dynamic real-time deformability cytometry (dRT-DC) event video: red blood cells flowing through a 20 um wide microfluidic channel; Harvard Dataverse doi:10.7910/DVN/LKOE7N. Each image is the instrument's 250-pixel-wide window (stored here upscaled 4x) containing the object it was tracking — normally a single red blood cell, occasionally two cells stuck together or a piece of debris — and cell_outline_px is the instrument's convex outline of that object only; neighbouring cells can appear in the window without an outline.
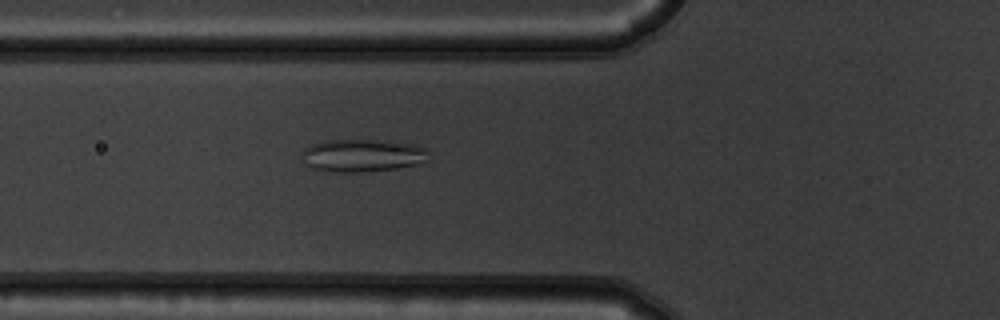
{"species": "common noctule bat (a hibernating species)", "species_latin": "Nyctalus noctula", "temperature_condition": "warm", "stored_images_in_passage": 55, "camera_frame_rate_fps": 3000, "um_per_image_px": 0.085, "animal": {"sex": "male", "body_mass_g": 19.5, "forearm_length_mm": 54.6}, "frame": {"image": 1, "passage_image": 21, "time_ms": 6.667, "image_size_px": [1000, 320], "cell_outline_px": [[428, 160], [416, 164], [396, 168], [368, 172], [336, 172], [312, 168], [304, 164], [304, 148], [312, 144], [328, 140], [392, 140], [412, 144], [428, 148]], "centroid_in_image_um": [30.85, 13.21], "position_along_channel_um": 95.0, "area_um2": 24.28}}
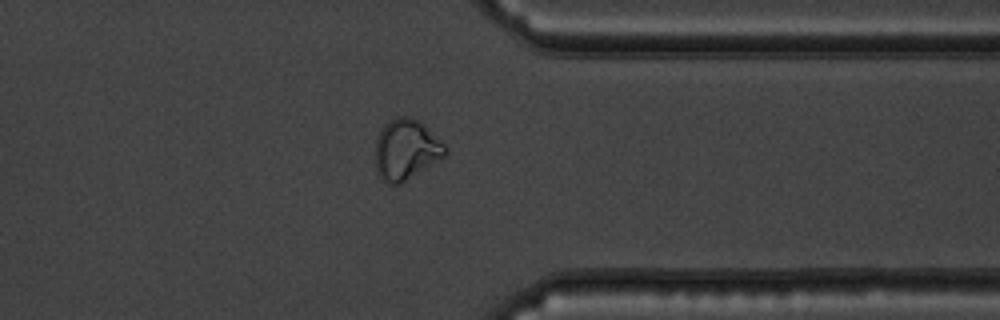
{"frame": {"image": 2, "passage_image": 44, "time_ms": 14.333, "image_size_px": [1000, 320], "cell_outline_px": [[448, 152], [444, 156], [400, 184], [388, 184], [376, 172], [376, 140], [384, 124], [388, 120], [396, 116], [408, 116], [420, 120], [448, 148]], "centroid_in_image_um": [34.51, 12.68], "position_along_channel_um": 376.9, "area_um2": 24.51}}
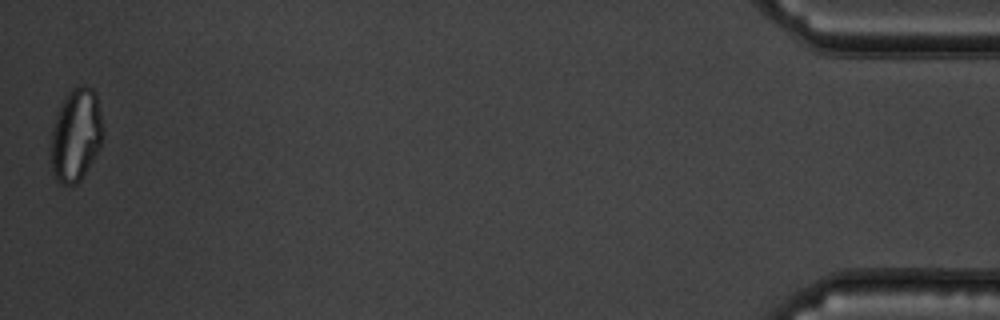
{"frame": {"image": 3, "passage_image": 55, "time_ms": 18.0, "image_size_px": [1000, 320], "cell_outline_px": [[104, 136], [92, 160], [80, 180], [76, 184], [60, 184], [56, 180], [52, 172], [48, 144], [52, 128], [60, 104], [68, 92], [72, 88], [80, 84], [84, 84], [92, 88], [96, 92], [100, 112]], "centroid_in_image_um": [6.41, 11.46], "position_along_channel_um": 428.8, "area_um2": 28.61}, "authors_computed_cell_mechanics": {"area_um2": 26.0678, "velocity_mm_per_s": 3.7267, "shape_relaxation_time_tau1_ms": null, "shape_relaxation_time_tau2_ms": 1.0186, "deformation_change_tau1": null, "deformation_change_tau2": 0.074}}